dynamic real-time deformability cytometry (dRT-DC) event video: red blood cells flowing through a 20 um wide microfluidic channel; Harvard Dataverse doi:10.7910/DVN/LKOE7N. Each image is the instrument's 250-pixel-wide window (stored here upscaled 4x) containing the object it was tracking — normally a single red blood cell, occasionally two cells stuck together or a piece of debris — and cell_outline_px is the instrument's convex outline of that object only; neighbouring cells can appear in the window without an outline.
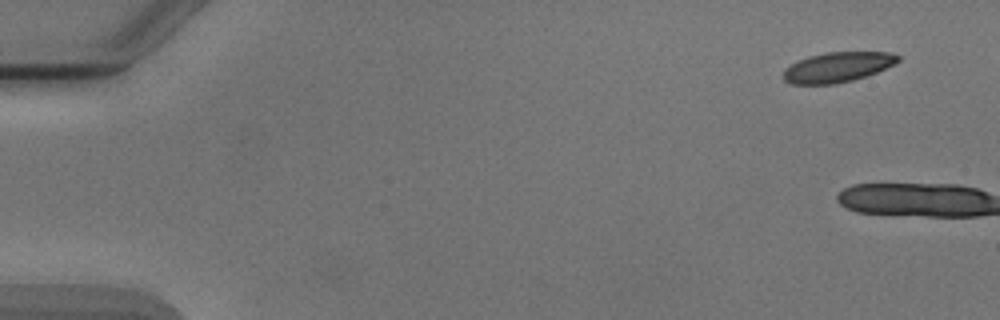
{"species": "Egyptian fruit bat (a non-hibernating species)", "species_latin": "Rousettus aegyptiacus", "temperature_condition": "cold", "stored_images_in_passage": 2, "camera_frame_rate_fps": 3000, "um_per_image_px": 0.085, "animal": {"sex": "male"}, "frame": {"image": 1, "passage_image": 1, "time_ms": 0.0, "image_size_px": [1000, 320], "cell_outline_px": [[900, 60], [896, 64], [868, 76], [836, 84], [792, 84], [784, 80], [784, 68], [808, 56], [828, 52], [892, 52], [900, 56]], "centroid_in_image_um": [71.25, 5.71], "position_along_channel_um": 13.8, "area_um2": 20.17}}